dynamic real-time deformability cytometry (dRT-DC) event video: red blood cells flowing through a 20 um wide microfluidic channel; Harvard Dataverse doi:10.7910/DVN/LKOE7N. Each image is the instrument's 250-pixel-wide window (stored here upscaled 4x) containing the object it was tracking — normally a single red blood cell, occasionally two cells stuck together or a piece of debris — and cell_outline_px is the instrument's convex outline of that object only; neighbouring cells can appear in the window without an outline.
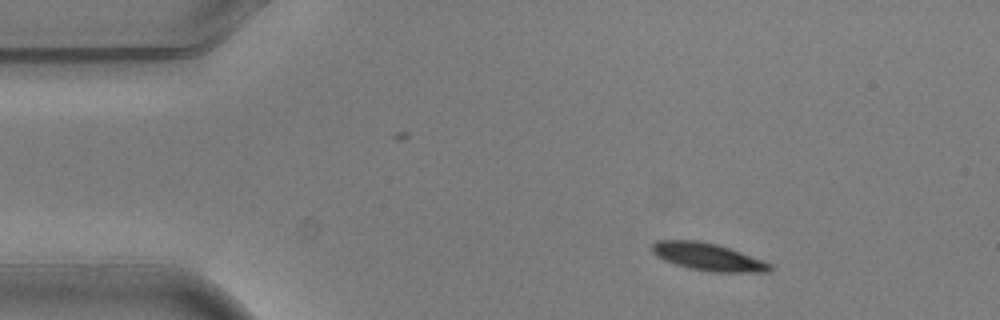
{"species": "common noctule bat (a hibernating species)", "species_latin": "Nyctalus noctula", "temperature_condition": "warm", "stored_images_in_passage": 3, "camera_frame_rate_fps": 3000, "um_per_image_px": 0.085, "animal": {"sex": "male", "body_mass_g": 20.5, "forearm_length_mm": 52.5}, "frame": {"image": 1, "passage_image": 1, "time_ms": 0.0, "image_size_px": [1000, 320], "cell_outline_px": [[776, 268], [768, 272], [712, 272], [688, 268], [664, 260], [656, 256], [652, 252], [652, 244], [656, 240], [700, 240], [716, 244], [764, 260], [772, 264]], "centroid_in_image_um": [60.2, 21.84], "position_along_channel_um": 24.8, "area_um2": 19.02}}